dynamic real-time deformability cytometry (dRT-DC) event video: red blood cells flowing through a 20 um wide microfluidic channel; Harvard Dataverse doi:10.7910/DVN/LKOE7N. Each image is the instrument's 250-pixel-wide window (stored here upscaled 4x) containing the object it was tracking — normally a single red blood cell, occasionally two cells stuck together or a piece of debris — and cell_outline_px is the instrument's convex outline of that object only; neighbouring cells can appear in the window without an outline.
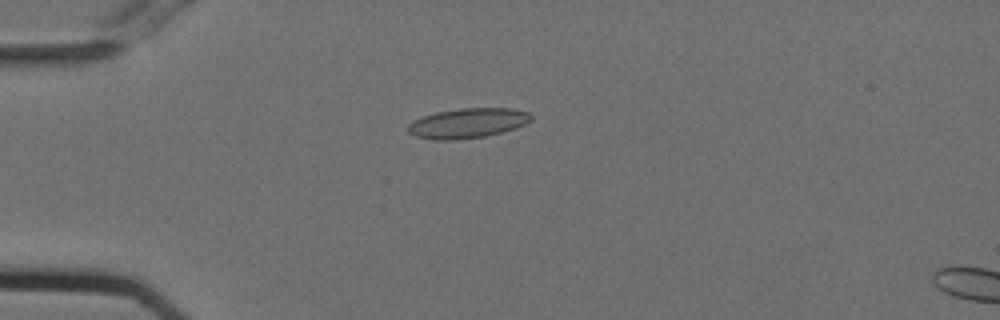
{"species": "Egyptian fruit bat (a non-hibernating species)", "species_latin": "Rousettus aegyptiacus", "temperature_condition": "cold", "stored_images_in_passage": 6, "camera_frame_rate_fps": 3000, "um_per_image_px": 0.085, "animal": {"sex": "female"}, "frame": {"image": 1, "passage_image": 2, "time_ms": 0.333, "image_size_px": [1000, 320], "cell_outline_px": [[532, 120], [516, 128], [484, 136], [456, 140], [432, 140], [416, 136], [408, 132], [408, 124], [424, 116], [436, 112], [460, 108], [512, 108], [528, 112], [532, 116]], "centroid_in_image_um": [39.76, 10.46], "position_along_channel_um": 45.2, "area_um2": 21.33}}